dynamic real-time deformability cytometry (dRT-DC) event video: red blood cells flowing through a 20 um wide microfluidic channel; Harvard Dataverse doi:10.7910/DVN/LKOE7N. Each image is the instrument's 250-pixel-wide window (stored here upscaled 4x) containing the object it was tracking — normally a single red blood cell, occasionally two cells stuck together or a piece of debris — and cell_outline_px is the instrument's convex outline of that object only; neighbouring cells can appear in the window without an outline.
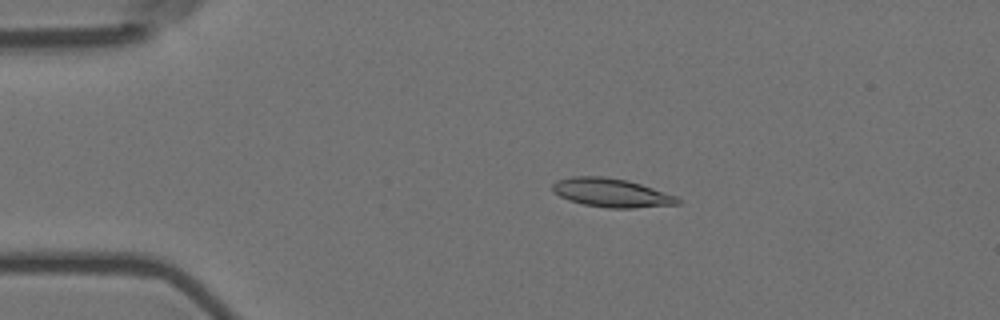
{"species": "Egyptian fruit bat (a non-hibernating species)", "species_latin": "Rousettus aegyptiacus", "temperature_condition": "room temperature", "stored_images_in_passage": 7, "camera_frame_rate_fps": 3000, "um_per_image_px": 0.085, "animal": {"sex": "female"}, "frame": {"image": 1, "passage_image": 3, "time_ms": 0.667, "image_size_px": [1000, 320], "cell_outline_px": [[680, 204], [636, 208], [608, 208], [584, 204], [568, 200], [552, 192], [552, 184], [556, 180], [572, 176], [604, 176], [628, 180], [676, 196], [680, 200]], "centroid_in_image_um": [51.93, 16.38], "position_along_channel_um": 33.1, "area_um2": 20.98}}
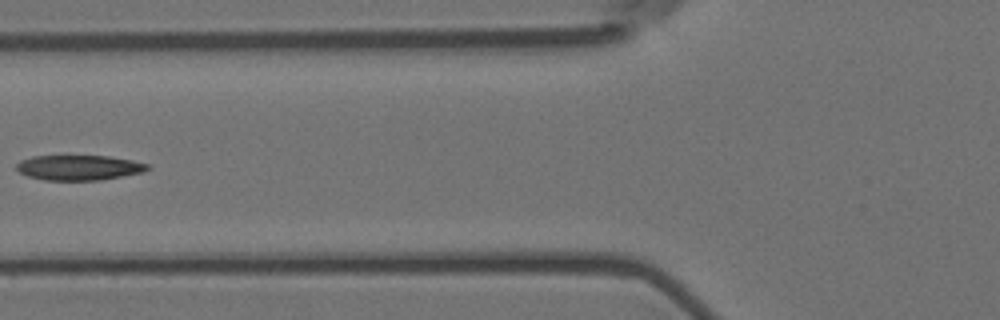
{"frame": {"image": 2, "passage_image": 6, "time_ms": 1.667, "image_size_px": [1000, 320], "cell_outline_px": [[152, 168], [140, 172], [100, 180], [44, 180], [28, 176], [20, 172], [16, 168], [16, 164], [20, 160], [32, 156], [68, 152], [108, 156], [132, 160], [148, 164]], "centroid_in_image_um": [6.64, 14.18], "position_along_channel_um": 119.2, "area_um2": 20.11}}
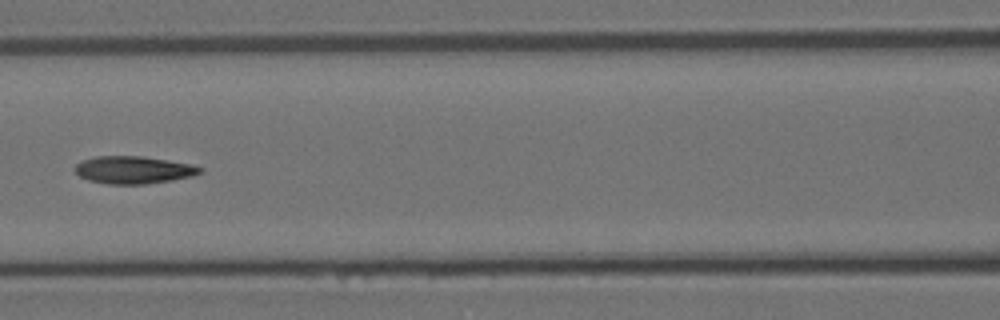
{"frame": {"image": 3, "passage_image": 7, "time_ms": 2.0, "image_size_px": [1000, 320], "cell_outline_px": [[204, 172], [192, 176], [172, 180], [144, 184], [108, 184], [88, 180], [80, 176], [76, 172], [76, 164], [84, 160], [96, 156], [144, 156], [192, 164], [204, 168]], "centroid_in_image_um": [11.4, 14.44], "position_along_channel_um": 155.2, "area_um2": 20.06}}